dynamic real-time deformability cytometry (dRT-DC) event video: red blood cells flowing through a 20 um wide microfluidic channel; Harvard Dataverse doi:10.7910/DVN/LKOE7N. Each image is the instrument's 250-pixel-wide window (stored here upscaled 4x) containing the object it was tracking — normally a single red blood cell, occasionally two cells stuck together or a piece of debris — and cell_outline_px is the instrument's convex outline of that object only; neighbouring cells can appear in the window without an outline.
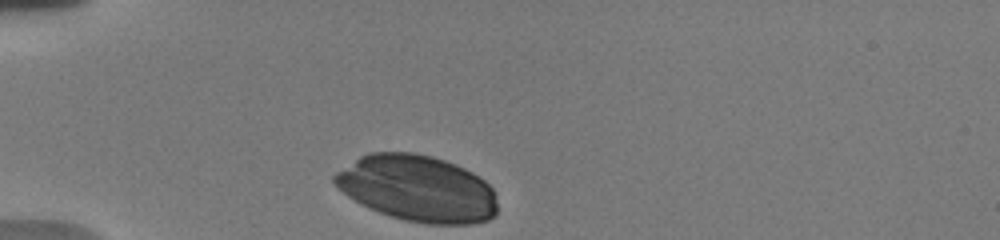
{"species": "human", "species_latin": "Homo sapiens", "temperature_condition": "warm", "stored_images_in_passage": 31, "camera_frame_rate_fps": 3000, "um_per_image_px": 0.085, "donor": {"sex": "male"}, "frame": {"image": 1, "passage_image": 1, "time_ms": 0.0, "image_size_px": [1000, 240], "cell_outline_px": [[496, 212], [488, 220], [472, 224], [424, 224], [404, 220], [380, 212], [360, 204], [348, 196], [332, 180], [332, 176], [336, 172], [360, 156], [368, 152], [412, 152], [432, 156], [456, 164], [472, 172], [484, 180], [492, 188], [496, 204]], "centroid_in_image_um": [35.47, 16.01], "position_along_channel_um": 49.5, "area_um2": 62.83}}